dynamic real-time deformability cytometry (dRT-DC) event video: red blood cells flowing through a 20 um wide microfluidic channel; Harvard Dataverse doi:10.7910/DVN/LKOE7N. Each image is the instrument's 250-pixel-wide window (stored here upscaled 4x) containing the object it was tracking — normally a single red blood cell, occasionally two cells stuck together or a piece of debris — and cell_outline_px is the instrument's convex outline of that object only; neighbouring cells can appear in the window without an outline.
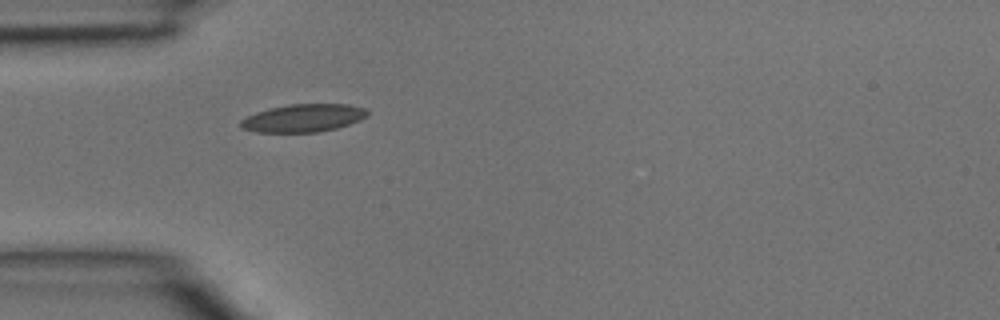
{"species": "common noctule bat (a hibernating species)", "species_latin": "Nyctalus noctula", "temperature_condition": "room temperature", "stored_images_in_passage": 1, "camera_frame_rate_fps": 3000, "um_per_image_px": 0.085, "animal": {"sex": "male", "body_mass_g": 15.6}, "frame": {"image": 1, "passage_image": 1, "time_ms": 0.0, "image_size_px": [1000, 320], "cell_outline_px": [[368, 116], [360, 120], [336, 128], [316, 132], [256, 132], [240, 128], [240, 120], [256, 112], [268, 108], [288, 104], [348, 104], [364, 108], [368, 112]], "centroid_in_image_um": [25.76, 10.03], "position_along_channel_um": 59.2, "area_um2": 20.58}}